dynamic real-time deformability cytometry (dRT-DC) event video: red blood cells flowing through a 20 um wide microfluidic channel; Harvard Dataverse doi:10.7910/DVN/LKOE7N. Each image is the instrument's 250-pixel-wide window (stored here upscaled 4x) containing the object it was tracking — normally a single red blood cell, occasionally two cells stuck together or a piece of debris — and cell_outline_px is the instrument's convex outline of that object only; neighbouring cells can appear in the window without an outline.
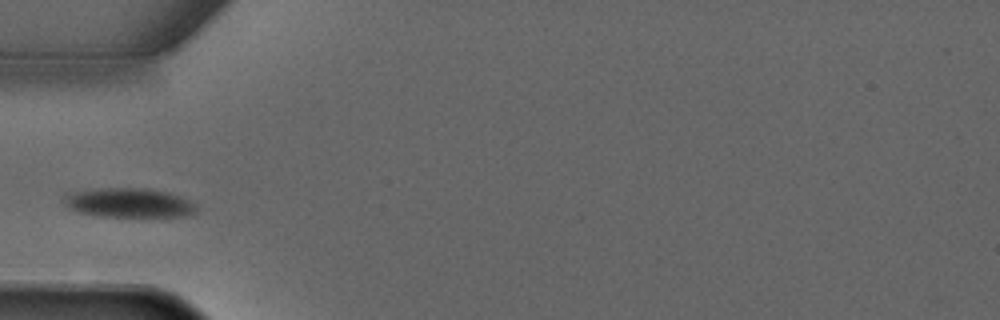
{"species": "common noctule bat (a hibernating species)", "species_latin": "Nyctalus noctula", "temperature_condition": "warm", "stored_images_in_passage": 2, "camera_frame_rate_fps": 3000, "um_per_image_px": 0.085, "animal": {"sex": "male", "forearm_length_mm": 52.5}, "frame": {"image": 1, "passage_image": 2, "time_ms": 1.333, "image_size_px": [1000, 320], "cell_outline_px": [[196, 212], [188, 216], [92, 216], [76, 212], [68, 208], [64, 204], [64, 196], [68, 192], [100, 188], [148, 188], [168, 192], [180, 196], [188, 200], [196, 208]], "centroid_in_image_um": [10.89, 17.23], "position_along_channel_um": 74.1, "area_um2": 22.77}}